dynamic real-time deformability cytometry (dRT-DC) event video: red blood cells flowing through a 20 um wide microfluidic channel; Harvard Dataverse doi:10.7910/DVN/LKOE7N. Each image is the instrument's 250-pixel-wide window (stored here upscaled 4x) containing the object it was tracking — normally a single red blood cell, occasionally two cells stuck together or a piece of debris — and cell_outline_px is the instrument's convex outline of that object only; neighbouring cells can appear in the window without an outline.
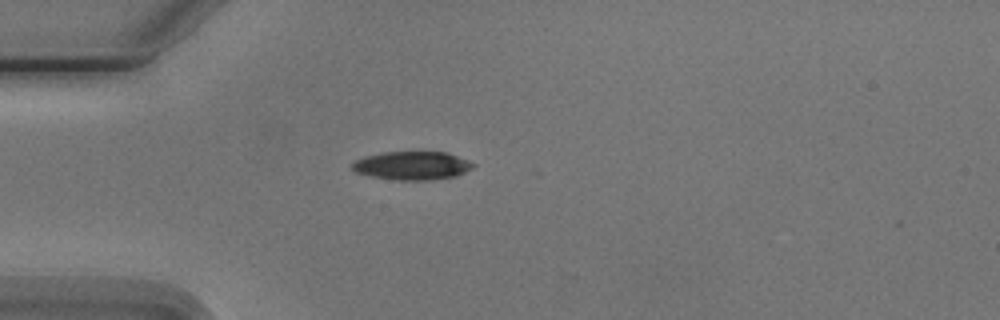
{"species": "Egyptian fruit bat (a non-hibernating species)", "species_latin": "Rousettus aegyptiacus", "temperature_condition": "cold", "stored_images_in_passage": 1, "camera_frame_rate_fps": 3000, "um_per_image_px": 0.085, "animal": {"sex": "male"}, "frame": {"image": 1, "passage_image": 1, "time_ms": 0.0, "image_size_px": [1000, 320], "cell_outline_px": [[476, 164], [472, 168], [456, 176], [432, 180], [400, 180], [372, 176], [356, 172], [352, 168], [352, 164], [356, 160], [364, 156], [384, 152], [448, 152], [468, 160]], "centroid_in_image_um": [35.06, 14.07], "position_along_channel_um": 49.9, "area_um2": 19.94}}